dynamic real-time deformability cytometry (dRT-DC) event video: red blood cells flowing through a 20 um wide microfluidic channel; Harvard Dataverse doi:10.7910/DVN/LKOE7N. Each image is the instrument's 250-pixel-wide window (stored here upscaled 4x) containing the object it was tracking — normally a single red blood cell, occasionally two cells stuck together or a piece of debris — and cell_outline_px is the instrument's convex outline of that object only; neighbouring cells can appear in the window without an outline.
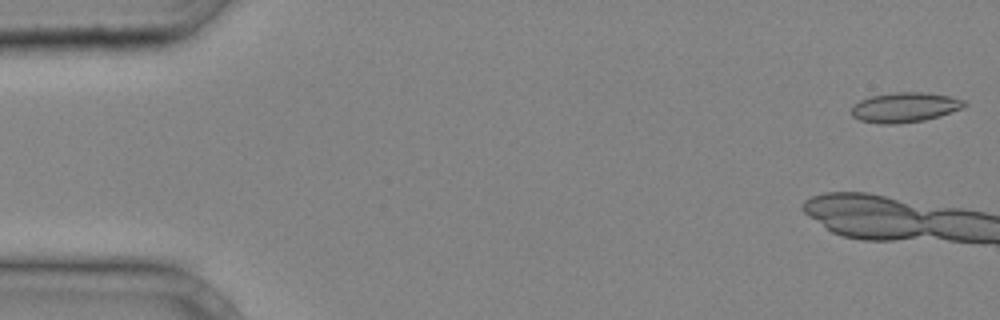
{"species": "common noctule bat (a hibernating species)", "species_latin": "Nyctalus noctula", "temperature_condition": "cold", "stored_images_in_passage": 6, "camera_frame_rate_fps": 3000, "um_per_image_px": 0.085, "animal": {"sex": "male", "body_mass_g": 20.4}, "frame": {"image": 1, "passage_image": 1, "time_ms": 0.0, "image_size_px": [1000, 320], "cell_outline_px": [[968, 104], [964, 108], [940, 116], [924, 120], [896, 124], [880, 124], [860, 120], [852, 116], [852, 108], [860, 100], [872, 96], [896, 92], [924, 92], [948, 96], [964, 100]], "centroid_in_image_um": [76.94, 9.13], "position_along_channel_um": 8.1, "area_um2": 19.59}}